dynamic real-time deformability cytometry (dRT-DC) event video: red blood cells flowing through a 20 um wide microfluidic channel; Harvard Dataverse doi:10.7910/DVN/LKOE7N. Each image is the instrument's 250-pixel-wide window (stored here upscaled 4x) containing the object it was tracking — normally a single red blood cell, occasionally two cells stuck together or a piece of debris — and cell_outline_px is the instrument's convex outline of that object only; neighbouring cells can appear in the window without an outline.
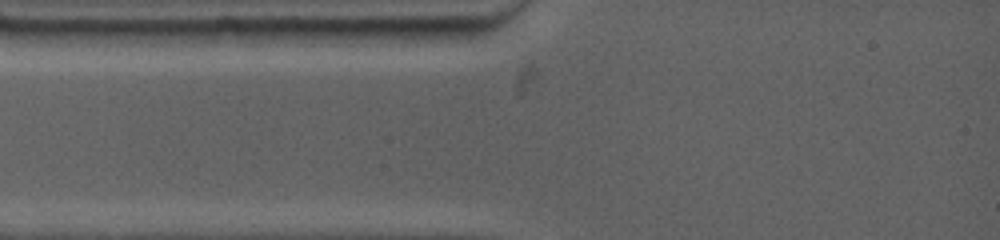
{"species": "common noctule bat (a hibernating species)", "species_latin": "Nyctalus noctula", "temperature_condition": "warm", "stored_images_in_passage": 2, "segment_of_instrument_passage": [1, 2], "camera_frame_rate_fps": 4500, "um_per_image_px": 0.085, "animal": {"sex": "female", "body_mass_g": 19.0, "forearm_length_mm": 53.3}, "frame": {"image": 1, "passage_image": 1, "time_ms": 0.0, "image_size_px": [1000, 240], "cell_outline_px": [[176, 32], [148, 44], [52, 48], [32, 32], [72, 28], [176, 28]], "centroid_in_image_um": [8.68, 3.11], "position_along_channel_um": 76.3, "area_um2": 15.66}}